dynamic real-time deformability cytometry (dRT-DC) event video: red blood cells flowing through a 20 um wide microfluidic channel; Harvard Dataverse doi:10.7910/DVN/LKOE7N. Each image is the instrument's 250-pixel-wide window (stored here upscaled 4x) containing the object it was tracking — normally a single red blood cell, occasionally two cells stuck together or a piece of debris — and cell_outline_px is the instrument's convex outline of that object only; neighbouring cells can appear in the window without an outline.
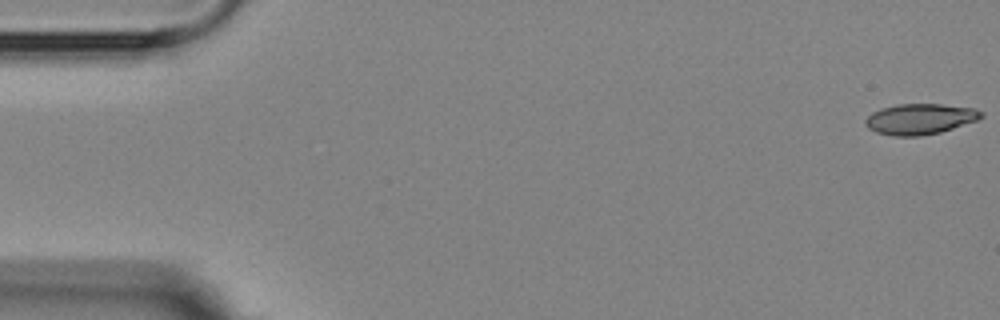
{"species": "Egyptian fruit bat (a non-hibernating species)", "species_latin": "Rousettus aegyptiacus", "temperature_condition": "room temperature", "stored_images_in_passage": 6, "camera_frame_rate_fps": 3000, "um_per_image_px": 0.085, "animal": {"sex": "female"}, "frame": {"image": 1, "passage_image": 1, "time_ms": 0.0, "image_size_px": [1000, 320], "cell_outline_px": [[984, 116], [976, 120], [940, 132], [920, 136], [892, 136], [876, 132], [868, 128], [864, 124], [864, 120], [872, 112], [880, 108], [896, 104], [940, 104], [976, 108], [984, 112]], "centroid_in_image_um": [78.17, 10.11], "position_along_channel_um": 6.8, "area_um2": 20.81}}
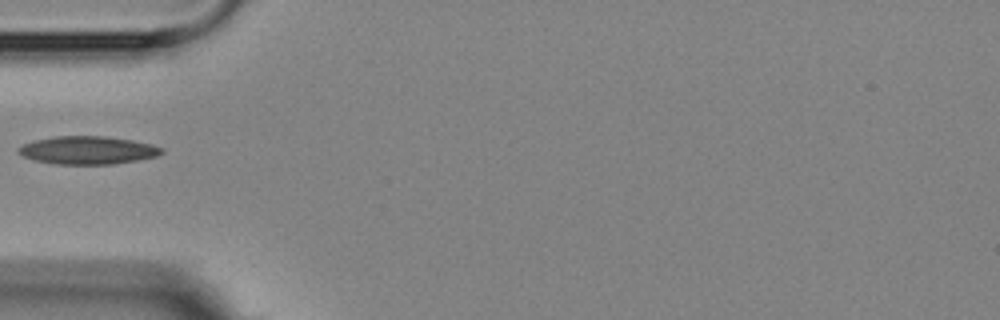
{"frame": {"image": 2, "passage_image": 5, "time_ms": 5.667, "image_size_px": [1000, 320], "cell_outline_px": [[164, 152], [156, 156], [136, 160], [112, 164], [52, 164], [36, 160], [24, 156], [16, 152], [16, 148], [24, 144], [36, 140], [56, 136], [104, 136], [132, 140], [152, 144], [164, 148]], "centroid_in_image_um": [7.46, 12.76], "position_along_channel_um": 77.5, "area_um2": 23.29}}
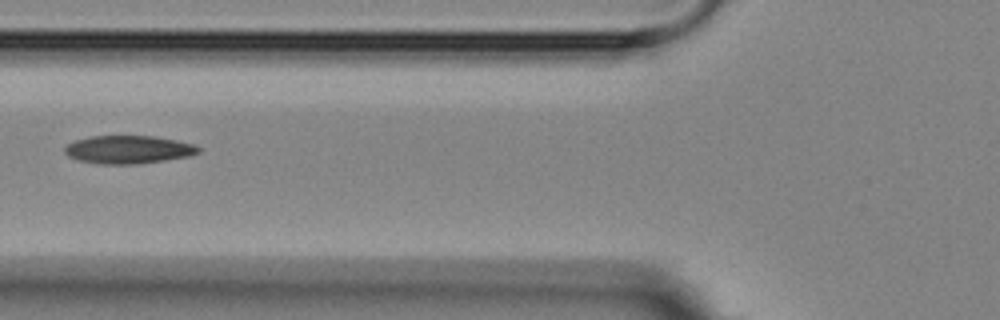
{"frame": {"image": 3, "passage_image": 6, "time_ms": 6.667, "image_size_px": [1000, 320], "cell_outline_px": [[200, 152], [188, 156], [164, 160], [136, 164], [100, 164], [76, 160], [68, 156], [64, 152], [64, 148], [68, 144], [76, 140], [92, 136], [156, 136], [176, 140], [192, 144], [200, 148]], "centroid_in_image_um": [10.88, 12.71], "position_along_channel_um": 114.9, "area_um2": 21.79}}